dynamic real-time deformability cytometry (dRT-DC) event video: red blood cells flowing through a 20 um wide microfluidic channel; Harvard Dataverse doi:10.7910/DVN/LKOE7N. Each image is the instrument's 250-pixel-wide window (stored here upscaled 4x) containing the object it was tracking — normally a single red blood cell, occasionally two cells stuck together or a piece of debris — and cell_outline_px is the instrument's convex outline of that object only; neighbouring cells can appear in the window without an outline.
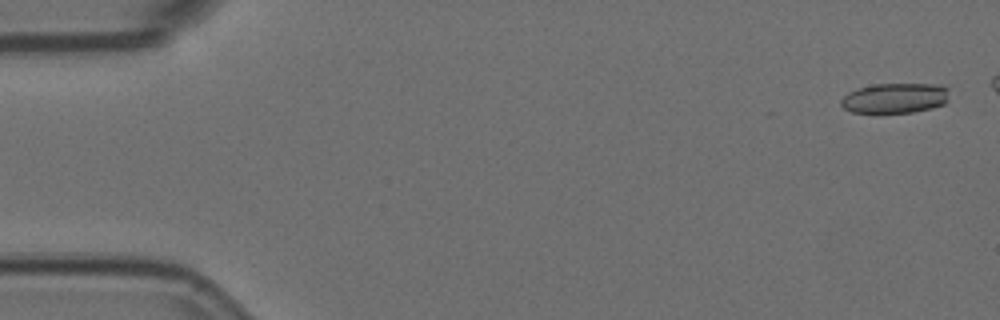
{"species": "Egyptian fruit bat (a non-hibernating species)", "species_latin": "Rousettus aegyptiacus", "temperature_condition": "room temperature", "stored_images_in_passage": 6, "camera_frame_rate_fps": 3000, "um_per_image_px": 0.085, "animal": {"sex": "female"}, "frame": {"image": 1, "passage_image": 1, "time_ms": 0.0, "image_size_px": [1000, 320], "cell_outline_px": [[948, 100], [944, 104], [932, 108], [912, 112], [852, 112], [844, 108], [840, 104], [840, 100], [848, 92], [856, 88], [876, 84], [944, 84], [948, 88]], "centroid_in_image_um": [76.09, 8.32], "position_along_channel_um": 8.9, "area_um2": 19.07}}